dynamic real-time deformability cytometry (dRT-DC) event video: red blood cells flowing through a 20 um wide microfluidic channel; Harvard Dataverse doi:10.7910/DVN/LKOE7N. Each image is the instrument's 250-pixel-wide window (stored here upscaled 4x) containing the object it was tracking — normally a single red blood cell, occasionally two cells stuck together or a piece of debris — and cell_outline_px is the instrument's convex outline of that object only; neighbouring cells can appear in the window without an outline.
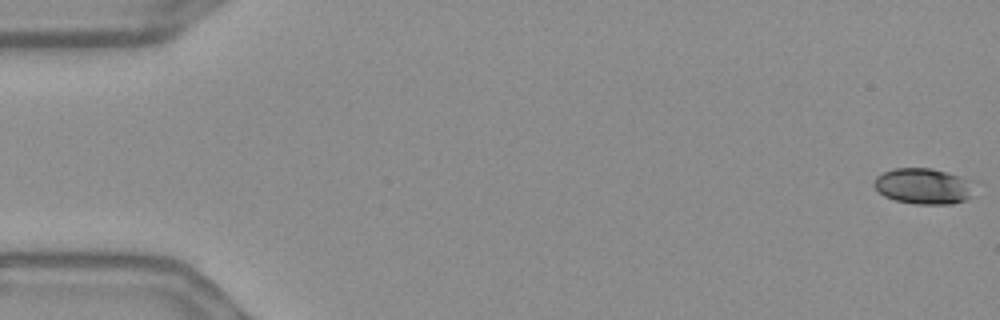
{"species": "Egyptian fruit bat (a non-hibernating species)", "species_latin": "Rousettus aegyptiacus", "temperature_condition": "warm", "stored_images_in_passage": 56, "camera_frame_rate_fps": 3000, "um_per_image_px": 0.085, "frame": {"image": 1, "passage_image": 1, "time_ms": 0.0, "image_size_px": [1000, 320], "cell_outline_px": [[976, 180], [968, 196], [964, 200], [952, 204], [916, 204], [896, 200], [884, 196], [872, 184], [872, 180], [876, 176], [892, 168], [932, 168]], "centroid_in_image_um": [78.48, 15.8], "position_along_channel_um": 6.5, "area_um2": 21.1}}
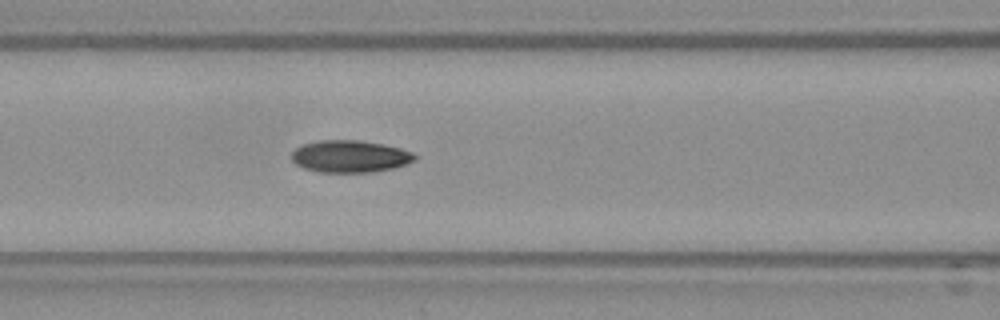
{"frame": {"image": 2, "passage_image": 24, "time_ms": 7.667, "image_size_px": [1000, 320], "cell_outline_px": [[416, 160], [392, 168], [372, 172], [320, 172], [304, 168], [296, 164], [292, 160], [292, 152], [296, 148], [304, 144], [320, 140], [360, 140], [384, 144], [400, 148], [412, 152], [416, 156]], "centroid_in_image_um": [29.75, 13.28], "position_along_channel_um": 136.9, "area_um2": 22.95}}
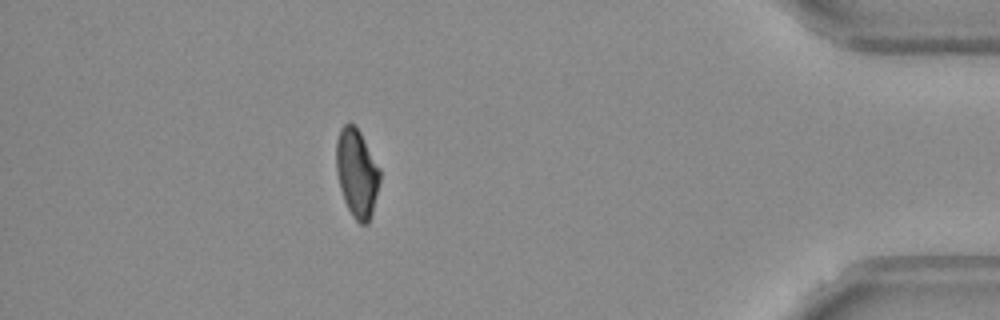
{"frame": {"image": 3, "passage_image": 50, "time_ms": 16.333, "image_size_px": [1000, 320], "cell_outline_px": [[380, 180], [372, 212], [368, 224], [360, 224], [352, 216], [344, 200], [340, 188], [336, 172], [336, 140], [340, 128], [344, 124], [352, 124], [360, 132], [380, 168]], "centroid_in_image_um": [30.32, 14.71], "position_along_channel_um": 404.9, "area_um2": 22.37}, "authors_computed_cell_mechanics": {"area_um2": 22.5709, "velocity_mm_per_s": 3.6505, "shape_relaxation_time_tau1_ms": 6.6789, "shape_relaxation_time_tau2_ms": 3.188, "deformation_change_tau1": 0.161, "deformation_change_tau2": 0.0813}}